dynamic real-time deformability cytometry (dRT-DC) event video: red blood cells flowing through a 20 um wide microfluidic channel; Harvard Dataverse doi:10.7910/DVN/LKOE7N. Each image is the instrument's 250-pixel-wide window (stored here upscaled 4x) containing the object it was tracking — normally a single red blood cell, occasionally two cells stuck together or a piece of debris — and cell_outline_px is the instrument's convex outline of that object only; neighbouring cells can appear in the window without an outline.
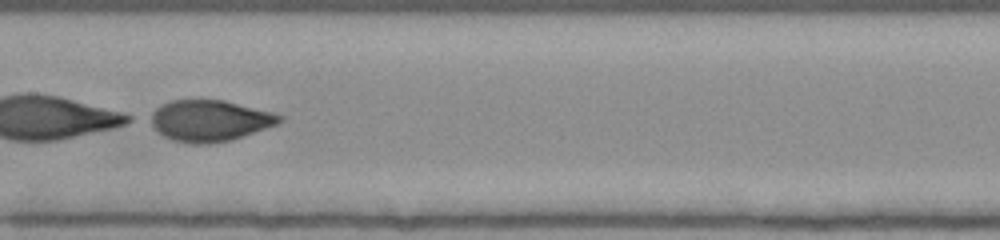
{"species": "human", "species_latin": "Homo sapiens", "temperature_condition": "room temperature", "stored_images_in_passage": 53, "segment_of_instrument_passage": [2, 2], "camera_frame_rate_fps": 3000, "um_per_image_px": 0.085, "donor": {"sex": "female"}, "frame": {"image": 1, "passage_image": 29, "time_ms": 9.333, "image_size_px": [1000, 240], "cell_outline_px": [[284, 120], [280, 124], [232, 140], [208, 144], [188, 144], [172, 140], [164, 136], [144, 120], [144, 116], [156, 108], [172, 100], [224, 100], [272, 112], [284, 116]], "centroid_in_image_um": [17.79, 10.27], "position_along_channel_um": 189.6, "area_um2": 31.67}}